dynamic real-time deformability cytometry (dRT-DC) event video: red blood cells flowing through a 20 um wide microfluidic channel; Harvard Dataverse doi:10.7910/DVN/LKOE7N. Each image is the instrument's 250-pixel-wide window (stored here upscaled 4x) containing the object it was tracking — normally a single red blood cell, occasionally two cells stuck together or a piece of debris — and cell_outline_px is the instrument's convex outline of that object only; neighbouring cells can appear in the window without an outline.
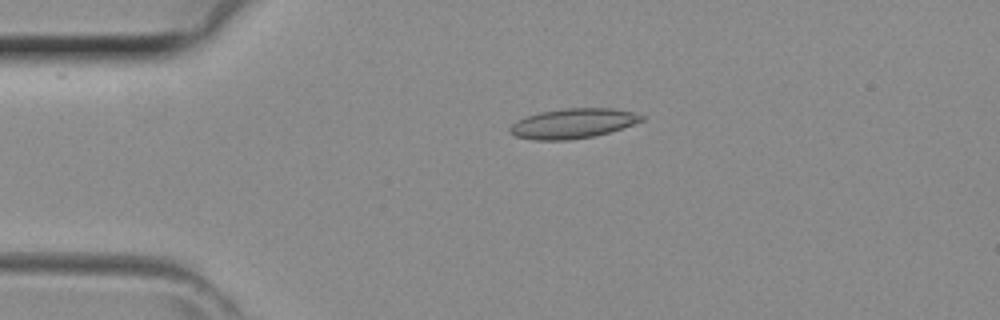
{"species": "common noctule bat (a hibernating species)", "species_latin": "Nyctalus noctula", "temperature_condition": "room temperature", "stored_images_in_passage": 41, "camera_frame_rate_fps": 3000, "um_per_image_px": 0.085, "animal": {"sex": "female", "body_mass_g": 29.2, "forearm_length_mm": 56.3}, "frame": {"image": 1, "passage_image": 8, "time_ms": 2.333, "image_size_px": [1000, 320], "cell_outline_px": [[644, 120], [608, 132], [592, 136], [568, 140], [532, 140], [516, 136], [508, 132], [508, 128], [516, 120], [540, 112], [564, 108], [612, 108], [632, 112], [644, 116]], "centroid_in_image_um": [48.64, 10.49], "position_along_channel_um": 36.4, "area_um2": 22.72}}
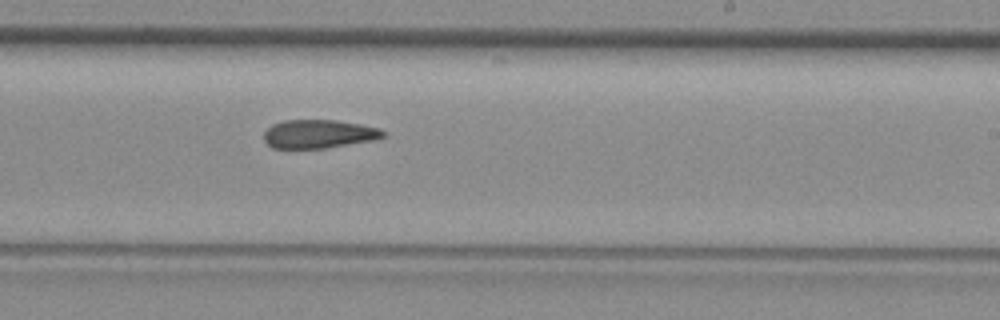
{"frame": {"image": 2, "passage_image": 24, "time_ms": 7.667, "image_size_px": [1000, 320], "cell_outline_px": [[384, 136], [376, 140], [324, 148], [272, 148], [264, 140], [264, 132], [272, 124], [284, 120], [336, 120], [360, 124], [380, 128], [384, 132]], "centroid_in_image_um": [27.09, 11.38], "position_along_channel_um": 261.9, "area_um2": 19.83}}
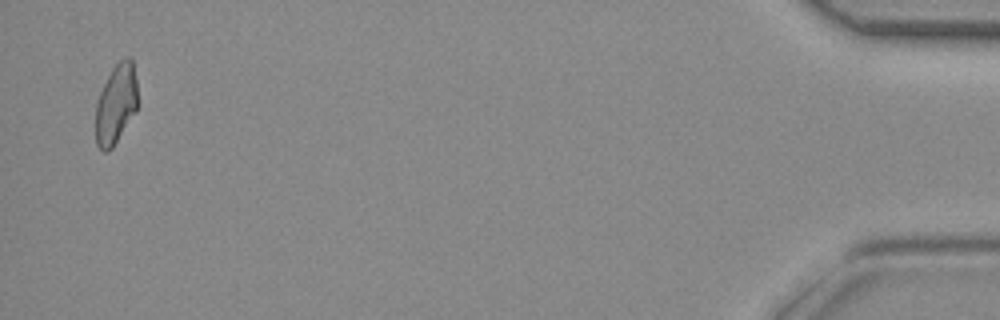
{"frame": {"image": 3, "passage_image": 40, "time_ms": 13.0, "image_size_px": [1000, 320], "cell_outline_px": [[140, 104], [136, 112], [112, 148], [108, 152], [104, 152], [96, 144], [96, 104], [100, 92], [112, 68], [124, 56], [128, 56], [132, 60], [136, 80]], "centroid_in_image_um": [9.89, 8.84], "position_along_channel_um": 425.3, "area_um2": 19.83}}